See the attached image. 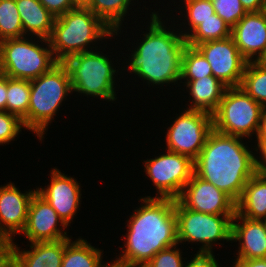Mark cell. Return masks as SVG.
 Masks as SVG:
<instances>
[{
	"label": "cell",
	"mask_w": 266,
	"mask_h": 267,
	"mask_svg": "<svg viewBox=\"0 0 266 267\" xmlns=\"http://www.w3.org/2000/svg\"><path fill=\"white\" fill-rule=\"evenodd\" d=\"M142 165L145 176L155 187L156 196L153 198L177 200L194 173V161L189 156L168 150L155 158L143 160Z\"/></svg>",
	"instance_id": "30bf717a"
},
{
	"label": "cell",
	"mask_w": 266,
	"mask_h": 267,
	"mask_svg": "<svg viewBox=\"0 0 266 267\" xmlns=\"http://www.w3.org/2000/svg\"><path fill=\"white\" fill-rule=\"evenodd\" d=\"M175 214L178 244L181 247L186 242L193 246L195 243L200 247L196 254H215L214 245L218 247L224 245L221 241H231V223L235 214L196 212L186 208L178 199L175 200Z\"/></svg>",
	"instance_id": "ba28073f"
},
{
	"label": "cell",
	"mask_w": 266,
	"mask_h": 267,
	"mask_svg": "<svg viewBox=\"0 0 266 267\" xmlns=\"http://www.w3.org/2000/svg\"><path fill=\"white\" fill-rule=\"evenodd\" d=\"M134 1L139 4V0H91L86 7L115 32L117 40L125 30L123 27L127 22L124 21L129 19L125 17L132 15V12L134 14V11H130L132 6H136Z\"/></svg>",
	"instance_id": "603a6c76"
},
{
	"label": "cell",
	"mask_w": 266,
	"mask_h": 267,
	"mask_svg": "<svg viewBox=\"0 0 266 267\" xmlns=\"http://www.w3.org/2000/svg\"><path fill=\"white\" fill-rule=\"evenodd\" d=\"M112 38L115 40L116 37L111 28L87 7L77 6L55 18L48 40L55 59L63 63L72 55L102 49V43L105 45L104 51L108 43L105 39L111 42Z\"/></svg>",
	"instance_id": "277c9868"
},
{
	"label": "cell",
	"mask_w": 266,
	"mask_h": 267,
	"mask_svg": "<svg viewBox=\"0 0 266 267\" xmlns=\"http://www.w3.org/2000/svg\"><path fill=\"white\" fill-rule=\"evenodd\" d=\"M50 181L45 187L36 186L37 193L43 197L51 207L57 212L58 216L69 227L74 222L75 216L82 204V188L79 181L61 172L54 167L50 170Z\"/></svg>",
	"instance_id": "4fadbf2b"
},
{
	"label": "cell",
	"mask_w": 266,
	"mask_h": 267,
	"mask_svg": "<svg viewBox=\"0 0 266 267\" xmlns=\"http://www.w3.org/2000/svg\"><path fill=\"white\" fill-rule=\"evenodd\" d=\"M180 1L181 3L184 2L182 3L183 6L179 4L175 7H179V15L177 14L176 17L175 14H173V16H171L172 18L169 19L174 21L176 20L175 23L179 26L178 30L181 32L183 37L186 38L202 21L212 18V15L215 14V10L211 0H179V3ZM181 12L184 13L182 14ZM179 16H182L181 19H178Z\"/></svg>",
	"instance_id": "d4e9b609"
},
{
	"label": "cell",
	"mask_w": 266,
	"mask_h": 267,
	"mask_svg": "<svg viewBox=\"0 0 266 267\" xmlns=\"http://www.w3.org/2000/svg\"><path fill=\"white\" fill-rule=\"evenodd\" d=\"M263 109L241 87L227 88L212 114L213 129L254 142L252 138L257 136Z\"/></svg>",
	"instance_id": "9c48e42d"
},
{
	"label": "cell",
	"mask_w": 266,
	"mask_h": 267,
	"mask_svg": "<svg viewBox=\"0 0 266 267\" xmlns=\"http://www.w3.org/2000/svg\"><path fill=\"white\" fill-rule=\"evenodd\" d=\"M254 152H255L254 157H255L256 173H259V174L266 176V139H256L255 140Z\"/></svg>",
	"instance_id": "e575fe53"
},
{
	"label": "cell",
	"mask_w": 266,
	"mask_h": 267,
	"mask_svg": "<svg viewBox=\"0 0 266 267\" xmlns=\"http://www.w3.org/2000/svg\"><path fill=\"white\" fill-rule=\"evenodd\" d=\"M158 10L160 11L153 10L148 13H151L146 25L148 27H140L141 39L137 38L136 41L134 39L135 43L131 46L134 47V50L131 49V53L125 55L129 56L128 58L123 56L126 65L123 64L122 71L130 72L133 76L131 80L140 78L149 88L151 86H153L152 88L154 86L161 87L159 89H162L163 92V87L170 84L175 85V88L180 87L181 59L187 43L176 28L178 26L175 21L170 23L169 17L163 20L162 18L166 16L162 14L160 8ZM160 12L161 14H159ZM142 29L146 31H142Z\"/></svg>",
	"instance_id": "6da1fadb"
},
{
	"label": "cell",
	"mask_w": 266,
	"mask_h": 267,
	"mask_svg": "<svg viewBox=\"0 0 266 267\" xmlns=\"http://www.w3.org/2000/svg\"><path fill=\"white\" fill-rule=\"evenodd\" d=\"M25 129L22 120L7 111H0V145H9L18 139L19 134ZM17 137V138H16Z\"/></svg>",
	"instance_id": "1f68e13d"
},
{
	"label": "cell",
	"mask_w": 266,
	"mask_h": 267,
	"mask_svg": "<svg viewBox=\"0 0 266 267\" xmlns=\"http://www.w3.org/2000/svg\"><path fill=\"white\" fill-rule=\"evenodd\" d=\"M58 63L48 39L25 36L0 41V73L8 78L33 80Z\"/></svg>",
	"instance_id": "52a82bcc"
},
{
	"label": "cell",
	"mask_w": 266,
	"mask_h": 267,
	"mask_svg": "<svg viewBox=\"0 0 266 267\" xmlns=\"http://www.w3.org/2000/svg\"><path fill=\"white\" fill-rule=\"evenodd\" d=\"M236 212L249 219H266V176L255 173L236 203Z\"/></svg>",
	"instance_id": "7402d4cb"
},
{
	"label": "cell",
	"mask_w": 266,
	"mask_h": 267,
	"mask_svg": "<svg viewBox=\"0 0 266 267\" xmlns=\"http://www.w3.org/2000/svg\"><path fill=\"white\" fill-rule=\"evenodd\" d=\"M231 36V28L216 13L202 21L185 39L188 46L222 40Z\"/></svg>",
	"instance_id": "484cf974"
},
{
	"label": "cell",
	"mask_w": 266,
	"mask_h": 267,
	"mask_svg": "<svg viewBox=\"0 0 266 267\" xmlns=\"http://www.w3.org/2000/svg\"><path fill=\"white\" fill-rule=\"evenodd\" d=\"M6 111L21 120L27 115L30 99V80L7 77Z\"/></svg>",
	"instance_id": "f1b7e54d"
},
{
	"label": "cell",
	"mask_w": 266,
	"mask_h": 267,
	"mask_svg": "<svg viewBox=\"0 0 266 267\" xmlns=\"http://www.w3.org/2000/svg\"><path fill=\"white\" fill-rule=\"evenodd\" d=\"M106 262V263H105ZM98 267H127L122 261L119 259H113L112 261H102Z\"/></svg>",
	"instance_id": "b9f144b4"
},
{
	"label": "cell",
	"mask_w": 266,
	"mask_h": 267,
	"mask_svg": "<svg viewBox=\"0 0 266 267\" xmlns=\"http://www.w3.org/2000/svg\"><path fill=\"white\" fill-rule=\"evenodd\" d=\"M25 36L49 39L55 17L39 0H16Z\"/></svg>",
	"instance_id": "44dd1931"
},
{
	"label": "cell",
	"mask_w": 266,
	"mask_h": 267,
	"mask_svg": "<svg viewBox=\"0 0 266 267\" xmlns=\"http://www.w3.org/2000/svg\"><path fill=\"white\" fill-rule=\"evenodd\" d=\"M24 192V193H23ZM37 189L24 190L14 182L0 186V236L15 241L25 227L28 208Z\"/></svg>",
	"instance_id": "9a60e30c"
},
{
	"label": "cell",
	"mask_w": 266,
	"mask_h": 267,
	"mask_svg": "<svg viewBox=\"0 0 266 267\" xmlns=\"http://www.w3.org/2000/svg\"><path fill=\"white\" fill-rule=\"evenodd\" d=\"M39 1L55 18L77 7L72 0H39Z\"/></svg>",
	"instance_id": "836d02e7"
},
{
	"label": "cell",
	"mask_w": 266,
	"mask_h": 267,
	"mask_svg": "<svg viewBox=\"0 0 266 267\" xmlns=\"http://www.w3.org/2000/svg\"><path fill=\"white\" fill-rule=\"evenodd\" d=\"M126 220L127 232L115 258L127 267H143L155 254L178 244L175 200L141 196Z\"/></svg>",
	"instance_id": "7a4b0ae2"
},
{
	"label": "cell",
	"mask_w": 266,
	"mask_h": 267,
	"mask_svg": "<svg viewBox=\"0 0 266 267\" xmlns=\"http://www.w3.org/2000/svg\"><path fill=\"white\" fill-rule=\"evenodd\" d=\"M12 241L0 236V267H11Z\"/></svg>",
	"instance_id": "8d00e7d4"
},
{
	"label": "cell",
	"mask_w": 266,
	"mask_h": 267,
	"mask_svg": "<svg viewBox=\"0 0 266 267\" xmlns=\"http://www.w3.org/2000/svg\"><path fill=\"white\" fill-rule=\"evenodd\" d=\"M68 228L51 205L36 192L31 199L27 221L20 236L23 234L29 243L58 241L72 238Z\"/></svg>",
	"instance_id": "5bb4252c"
},
{
	"label": "cell",
	"mask_w": 266,
	"mask_h": 267,
	"mask_svg": "<svg viewBox=\"0 0 266 267\" xmlns=\"http://www.w3.org/2000/svg\"><path fill=\"white\" fill-rule=\"evenodd\" d=\"M232 267H266V258L251 260H235Z\"/></svg>",
	"instance_id": "f35d334b"
},
{
	"label": "cell",
	"mask_w": 266,
	"mask_h": 267,
	"mask_svg": "<svg viewBox=\"0 0 266 267\" xmlns=\"http://www.w3.org/2000/svg\"><path fill=\"white\" fill-rule=\"evenodd\" d=\"M177 246L180 247L179 244H176L159 251L143 267H185L187 261L184 259L181 247Z\"/></svg>",
	"instance_id": "d6a6232c"
},
{
	"label": "cell",
	"mask_w": 266,
	"mask_h": 267,
	"mask_svg": "<svg viewBox=\"0 0 266 267\" xmlns=\"http://www.w3.org/2000/svg\"><path fill=\"white\" fill-rule=\"evenodd\" d=\"M238 241L232 260L266 258V223L264 220L249 219L237 212L231 223V244Z\"/></svg>",
	"instance_id": "e0dca14e"
},
{
	"label": "cell",
	"mask_w": 266,
	"mask_h": 267,
	"mask_svg": "<svg viewBox=\"0 0 266 267\" xmlns=\"http://www.w3.org/2000/svg\"><path fill=\"white\" fill-rule=\"evenodd\" d=\"M244 140L213 129L194 160V173L226 193L235 203L256 173L254 145H248L253 142Z\"/></svg>",
	"instance_id": "3957f363"
},
{
	"label": "cell",
	"mask_w": 266,
	"mask_h": 267,
	"mask_svg": "<svg viewBox=\"0 0 266 267\" xmlns=\"http://www.w3.org/2000/svg\"><path fill=\"white\" fill-rule=\"evenodd\" d=\"M254 139H266V107H264L261 115L259 130L256 138Z\"/></svg>",
	"instance_id": "60d3db41"
},
{
	"label": "cell",
	"mask_w": 266,
	"mask_h": 267,
	"mask_svg": "<svg viewBox=\"0 0 266 267\" xmlns=\"http://www.w3.org/2000/svg\"><path fill=\"white\" fill-rule=\"evenodd\" d=\"M73 3L78 7H86L91 0H72Z\"/></svg>",
	"instance_id": "7bdbcfd3"
},
{
	"label": "cell",
	"mask_w": 266,
	"mask_h": 267,
	"mask_svg": "<svg viewBox=\"0 0 266 267\" xmlns=\"http://www.w3.org/2000/svg\"><path fill=\"white\" fill-rule=\"evenodd\" d=\"M24 37L16 0H0V41Z\"/></svg>",
	"instance_id": "f546056e"
},
{
	"label": "cell",
	"mask_w": 266,
	"mask_h": 267,
	"mask_svg": "<svg viewBox=\"0 0 266 267\" xmlns=\"http://www.w3.org/2000/svg\"><path fill=\"white\" fill-rule=\"evenodd\" d=\"M240 87L266 107V67L258 61L247 62Z\"/></svg>",
	"instance_id": "4316f807"
},
{
	"label": "cell",
	"mask_w": 266,
	"mask_h": 267,
	"mask_svg": "<svg viewBox=\"0 0 266 267\" xmlns=\"http://www.w3.org/2000/svg\"><path fill=\"white\" fill-rule=\"evenodd\" d=\"M231 37L248 61H259L266 52V13L247 12L231 29Z\"/></svg>",
	"instance_id": "ac0fdd59"
},
{
	"label": "cell",
	"mask_w": 266,
	"mask_h": 267,
	"mask_svg": "<svg viewBox=\"0 0 266 267\" xmlns=\"http://www.w3.org/2000/svg\"><path fill=\"white\" fill-rule=\"evenodd\" d=\"M104 251L95 248L86 238H66V247L61 267H98L103 261Z\"/></svg>",
	"instance_id": "cb8c5ba5"
},
{
	"label": "cell",
	"mask_w": 266,
	"mask_h": 267,
	"mask_svg": "<svg viewBox=\"0 0 266 267\" xmlns=\"http://www.w3.org/2000/svg\"><path fill=\"white\" fill-rule=\"evenodd\" d=\"M215 13L232 29L247 13L240 0H211Z\"/></svg>",
	"instance_id": "4dcf8cb0"
},
{
	"label": "cell",
	"mask_w": 266,
	"mask_h": 267,
	"mask_svg": "<svg viewBox=\"0 0 266 267\" xmlns=\"http://www.w3.org/2000/svg\"><path fill=\"white\" fill-rule=\"evenodd\" d=\"M194 256L188 259L185 267H221V263L215 258L214 254H193Z\"/></svg>",
	"instance_id": "d590c367"
},
{
	"label": "cell",
	"mask_w": 266,
	"mask_h": 267,
	"mask_svg": "<svg viewBox=\"0 0 266 267\" xmlns=\"http://www.w3.org/2000/svg\"><path fill=\"white\" fill-rule=\"evenodd\" d=\"M182 85L184 86L183 89L186 90L184 93H189V99H187L189 101H187L188 107L184 105L185 108L183 106L180 109L199 110L211 115L217 110L219 103L228 88L213 75L191 80L187 84Z\"/></svg>",
	"instance_id": "ffe728a7"
},
{
	"label": "cell",
	"mask_w": 266,
	"mask_h": 267,
	"mask_svg": "<svg viewBox=\"0 0 266 267\" xmlns=\"http://www.w3.org/2000/svg\"><path fill=\"white\" fill-rule=\"evenodd\" d=\"M7 76L0 73V111H6Z\"/></svg>",
	"instance_id": "ab89813d"
},
{
	"label": "cell",
	"mask_w": 266,
	"mask_h": 267,
	"mask_svg": "<svg viewBox=\"0 0 266 267\" xmlns=\"http://www.w3.org/2000/svg\"><path fill=\"white\" fill-rule=\"evenodd\" d=\"M195 48L210 63L213 76L228 88L240 87L247 60L242 56L233 38L200 43Z\"/></svg>",
	"instance_id": "7c38bea8"
},
{
	"label": "cell",
	"mask_w": 266,
	"mask_h": 267,
	"mask_svg": "<svg viewBox=\"0 0 266 267\" xmlns=\"http://www.w3.org/2000/svg\"><path fill=\"white\" fill-rule=\"evenodd\" d=\"M263 66L266 67V52L264 53V55L259 59V61Z\"/></svg>",
	"instance_id": "ee69618b"
},
{
	"label": "cell",
	"mask_w": 266,
	"mask_h": 267,
	"mask_svg": "<svg viewBox=\"0 0 266 267\" xmlns=\"http://www.w3.org/2000/svg\"><path fill=\"white\" fill-rule=\"evenodd\" d=\"M210 75H213L210 63L195 47L186 45L181 59L180 86Z\"/></svg>",
	"instance_id": "83f0119b"
},
{
	"label": "cell",
	"mask_w": 266,
	"mask_h": 267,
	"mask_svg": "<svg viewBox=\"0 0 266 267\" xmlns=\"http://www.w3.org/2000/svg\"><path fill=\"white\" fill-rule=\"evenodd\" d=\"M70 94H73L70 75L62 62L47 73L30 80L29 108L22 119L25 130L35 134L42 143L62 103L64 105L67 97L70 99Z\"/></svg>",
	"instance_id": "5b68a950"
},
{
	"label": "cell",
	"mask_w": 266,
	"mask_h": 267,
	"mask_svg": "<svg viewBox=\"0 0 266 267\" xmlns=\"http://www.w3.org/2000/svg\"><path fill=\"white\" fill-rule=\"evenodd\" d=\"M99 50L101 49L72 55L63 64L69 71L72 92L79 96L83 94L87 98L92 97V100L96 97L113 103L118 98L116 91L119 78L116 77L124 72L121 70L122 66L117 67V63L114 64L117 61L108 55L109 50L107 55Z\"/></svg>",
	"instance_id": "8992f818"
},
{
	"label": "cell",
	"mask_w": 266,
	"mask_h": 267,
	"mask_svg": "<svg viewBox=\"0 0 266 267\" xmlns=\"http://www.w3.org/2000/svg\"><path fill=\"white\" fill-rule=\"evenodd\" d=\"M246 12H259L264 10L266 0H240Z\"/></svg>",
	"instance_id": "74e56055"
},
{
	"label": "cell",
	"mask_w": 266,
	"mask_h": 267,
	"mask_svg": "<svg viewBox=\"0 0 266 267\" xmlns=\"http://www.w3.org/2000/svg\"><path fill=\"white\" fill-rule=\"evenodd\" d=\"M175 115L176 118L172 116L174 120L165 132V150L189 156L194 161L213 130L212 115L190 109Z\"/></svg>",
	"instance_id": "8fae6325"
},
{
	"label": "cell",
	"mask_w": 266,
	"mask_h": 267,
	"mask_svg": "<svg viewBox=\"0 0 266 267\" xmlns=\"http://www.w3.org/2000/svg\"><path fill=\"white\" fill-rule=\"evenodd\" d=\"M178 200L188 209L206 214H235L236 203L224 192L195 173Z\"/></svg>",
	"instance_id": "2e32d148"
},
{
	"label": "cell",
	"mask_w": 266,
	"mask_h": 267,
	"mask_svg": "<svg viewBox=\"0 0 266 267\" xmlns=\"http://www.w3.org/2000/svg\"><path fill=\"white\" fill-rule=\"evenodd\" d=\"M21 249L12 241L11 267H61L66 247V239L30 243Z\"/></svg>",
	"instance_id": "d6986e66"
}]
</instances>
